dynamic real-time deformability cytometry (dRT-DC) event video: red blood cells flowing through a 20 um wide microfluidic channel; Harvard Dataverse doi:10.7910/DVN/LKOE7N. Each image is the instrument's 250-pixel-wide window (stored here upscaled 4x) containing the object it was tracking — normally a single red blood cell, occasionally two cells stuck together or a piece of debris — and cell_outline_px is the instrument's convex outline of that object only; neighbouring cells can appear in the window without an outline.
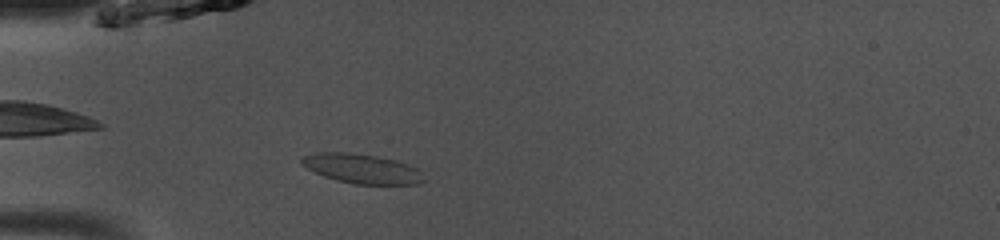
{"species": "common noctule bat (a hibernating species)", "species_latin": "Nyctalus noctula", "temperature_condition": "room temperature", "stored_images_in_passage": 37, "camera_frame_rate_fps": 3000, "um_per_image_px": 0.085, "animal": {"sex": "male", "body_mass_g": 13.0, "forearm_length_mm": 53.1}, "frame": {"image": 1, "passage_image": 3, "time_ms": 0.667, "image_size_px": [1000, 240], "cell_outline_px": [[428, 180], [420, 184], [356, 184], [336, 180], [324, 176], [300, 164], [300, 156], [320, 152], [344, 152], [376, 156], [396, 160], [408, 164], [416, 168]], "centroid_in_image_um": [30.78, 14.34], "position_along_channel_um": 54.2, "area_um2": 21.04}}
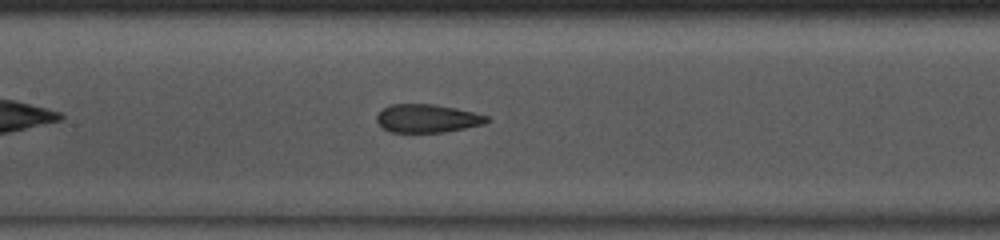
{"frame": {"image": 2, "passage_image": 12, "time_ms": 3.667, "image_size_px": [1000, 240], "cell_outline_px": [[492, 120], [484, 124], [444, 132], [392, 132], [384, 128], [376, 120], [376, 116], [388, 104], [432, 104], [456, 108], [488, 116]], "centroid_in_image_um": [36.34, 10.06], "position_along_channel_um": 171.1, "area_um2": 18.03}}
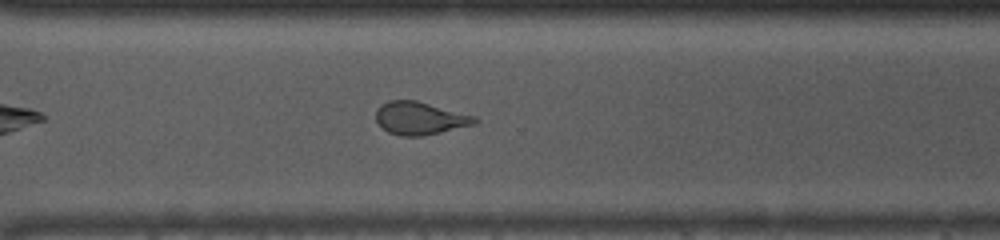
{"frame": {"image": 3, "passage_image": 24, "time_ms": 7.667, "image_size_px": [1000, 240], "cell_outline_px": [[480, 120], [476, 124], [424, 136], [400, 136], [388, 132], [376, 120], [376, 112], [380, 104], [388, 100], [416, 100], [476, 116]], "centroid_in_image_um": [35.72, 10.05], "position_along_channel_um": 334.9, "area_um2": 19.02}, "authors_computed_cell_mechanics": {"area_um2": 19.4786, "velocity_mm_per_s": 4.1062, "shape_relaxation_time_tau1_ms": 10.3522, "shape_relaxation_time_tau2_ms": 1.4387, "deformation_change_tau1": 0.2386, "deformation_change_tau2": 0.0557}}